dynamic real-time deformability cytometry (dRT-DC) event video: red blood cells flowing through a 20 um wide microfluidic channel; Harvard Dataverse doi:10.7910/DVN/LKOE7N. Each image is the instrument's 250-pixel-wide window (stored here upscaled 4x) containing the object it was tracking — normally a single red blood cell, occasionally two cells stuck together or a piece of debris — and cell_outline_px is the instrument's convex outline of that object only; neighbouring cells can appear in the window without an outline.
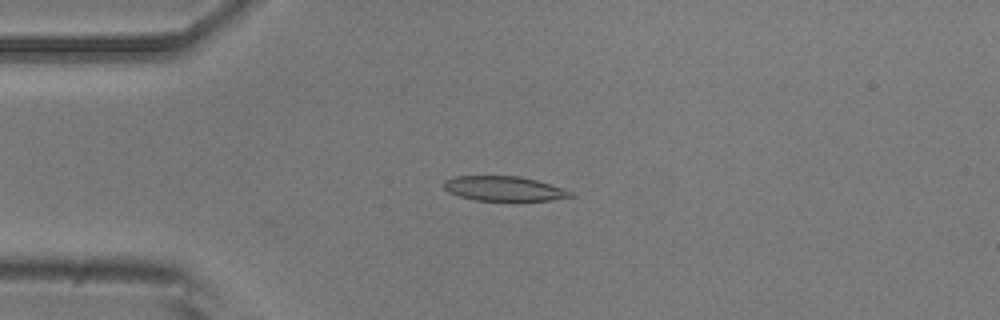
{"species": "common noctule bat (a hibernating species)", "species_latin": "Nyctalus noctula", "temperature_condition": "room temperature", "stored_images_in_passage": 38, "camera_frame_rate_fps": 3000, "um_per_image_px": 0.085, "animal": {"sex": "male", "body_mass_g": 20.5, "forearm_length_mm": 52.5}, "frame": {"image": 1, "passage_image": 1, "time_ms": 0.0, "image_size_px": [1000, 320], "cell_outline_px": [[576, 196], [552, 200], [512, 204], [476, 200], [460, 196], [448, 192], [444, 188], [444, 180], [452, 176], [520, 176], [536, 180], [564, 188], [572, 192]], "centroid_in_image_um": [42.89, 16.08], "position_along_channel_um": 42.1, "area_um2": 19.31}}
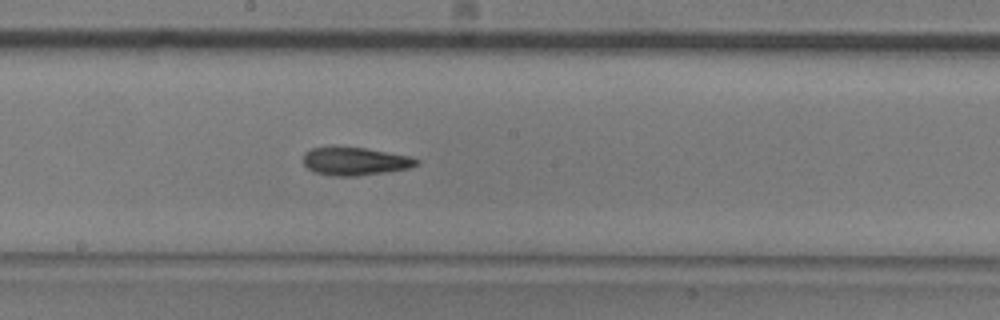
{"frame": {"image": 2, "passage_image": 16, "time_ms": 5.0, "image_size_px": [1000, 320], "cell_outline_px": [[420, 164], [408, 168], [388, 172], [356, 176], [332, 176], [316, 172], [308, 168], [304, 164], [304, 152], [312, 148], [332, 144], [364, 148], [408, 156], [420, 160]], "centroid_in_image_um": [30.14, 13.68], "position_along_channel_um": 218.1, "area_um2": 18.9}}
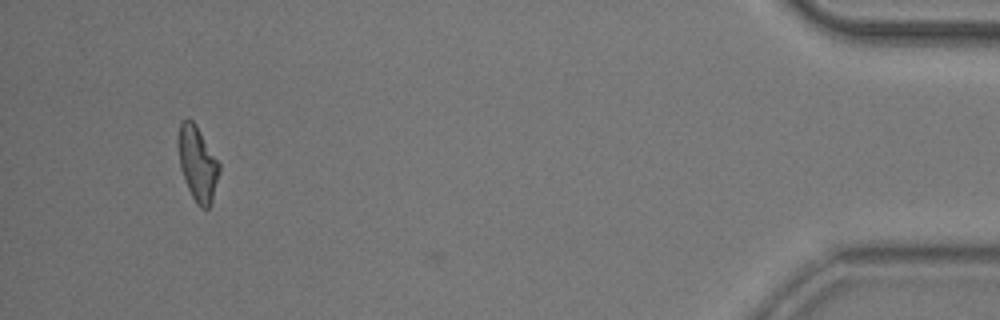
{"frame": {"image": 3, "passage_image": 37, "time_ms": 12.0, "image_size_px": [1000, 320], "cell_outline_px": [[220, 168], [212, 200], [208, 208], [200, 208], [196, 204], [188, 188], [180, 168], [180, 124], [184, 120], [192, 120], [196, 124], [220, 164]], "centroid_in_image_um": [16.82, 13.95], "position_along_channel_um": 418.4, "area_um2": 17.17}, "authors_computed_cell_mechanics": {"area_um2": 18.2648, "velocity_mm_per_s": 3.9343, "shape_relaxation_time_tau1_ms": 7.1242, "shape_relaxation_time_tau2_ms": 7.415, "deformation_change_tau1": 0.1941, "deformation_change_tau2": 0.1402}}